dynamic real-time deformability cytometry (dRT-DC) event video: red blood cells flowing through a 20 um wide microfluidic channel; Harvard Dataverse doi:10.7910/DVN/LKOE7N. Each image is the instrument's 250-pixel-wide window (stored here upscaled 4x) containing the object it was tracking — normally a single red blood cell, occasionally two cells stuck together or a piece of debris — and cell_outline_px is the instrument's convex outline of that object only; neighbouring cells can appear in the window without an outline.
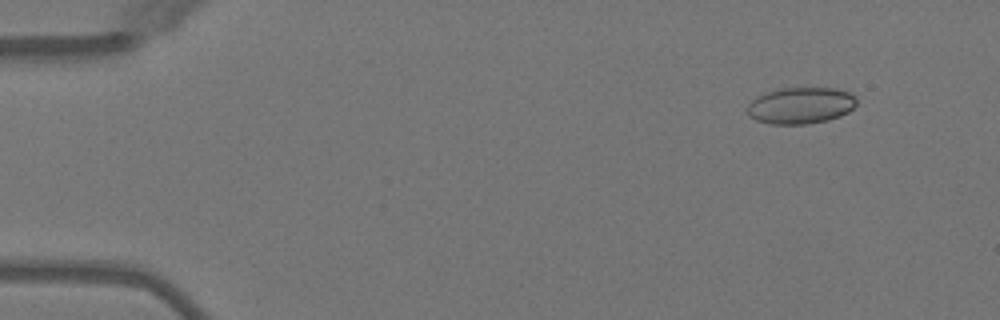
{"species": "Egyptian fruit bat (a non-hibernating species)", "species_latin": "Rousettus aegyptiacus", "temperature_condition": "warm", "stored_images_in_passage": 3, "camera_frame_rate_fps": 3000, "um_per_image_px": 0.085, "animal": {"sex": "female"}, "frame": {"image": 1, "passage_image": 3, "time_ms": 3.333, "image_size_px": [1000, 320], "cell_outline_px": [[856, 104], [848, 112], [840, 116], [828, 120], [804, 124], [772, 124], [756, 120], [748, 116], [748, 104], [756, 96], [780, 88], [836, 88], [852, 92], [856, 96]], "centroid_in_image_um": [68.08, 8.96], "position_along_channel_um": 16.9, "area_um2": 23.35}}